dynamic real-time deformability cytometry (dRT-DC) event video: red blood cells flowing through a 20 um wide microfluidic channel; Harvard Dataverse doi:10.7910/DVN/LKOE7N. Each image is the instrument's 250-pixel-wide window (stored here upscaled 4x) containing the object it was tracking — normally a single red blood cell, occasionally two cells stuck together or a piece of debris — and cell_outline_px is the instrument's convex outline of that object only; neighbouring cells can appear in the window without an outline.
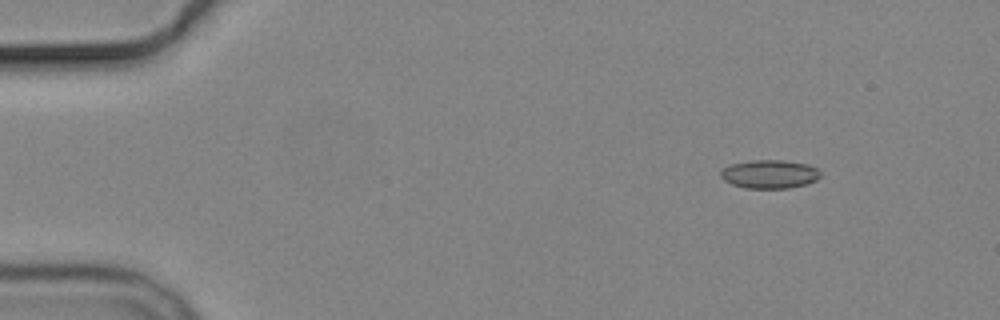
{"species": "common noctule bat (a hibernating species)", "species_latin": "Nyctalus noctula", "temperature_condition": "cold", "stored_images_in_passage": 4, "camera_frame_rate_fps": 3000, "um_per_image_px": 0.085, "animal": {"sex": "male", "body_mass_g": 19.2, "forearm_length_mm": 51.8}, "frame": {"image": 1, "passage_image": 1, "time_ms": 0.0, "image_size_px": [1000, 320], "cell_outline_px": [[820, 176], [816, 180], [804, 184], [788, 188], [744, 188], [732, 184], [724, 180], [720, 176], [720, 168], [728, 164], [752, 160], [784, 160], [808, 164], [816, 168], [820, 172]], "centroid_in_image_um": [65.36, 14.79], "position_along_channel_um": 19.6, "area_um2": 16.7}}
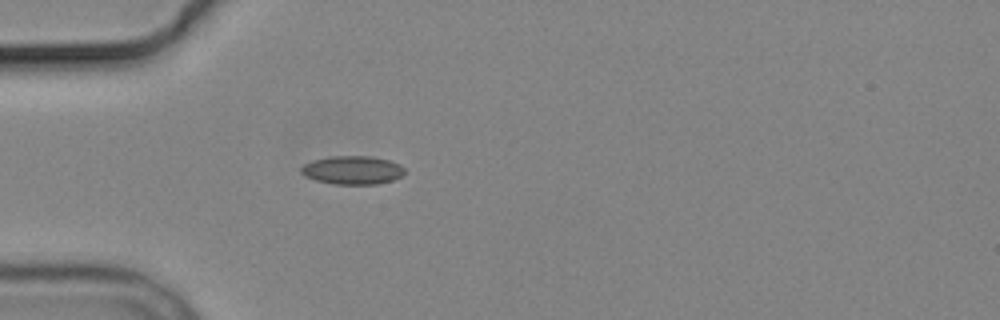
{"frame": {"image": 2, "passage_image": 4, "time_ms": 3.333, "image_size_px": [1000, 320], "cell_outline_px": [[404, 172], [400, 176], [392, 180], [376, 184], [332, 184], [316, 180], [304, 176], [300, 172], [300, 168], [304, 164], [312, 160], [332, 156], [372, 156], [388, 160], [400, 164], [404, 168]], "centroid_in_image_um": [29.93, 14.45], "position_along_channel_um": 55.1, "area_um2": 17.17}}